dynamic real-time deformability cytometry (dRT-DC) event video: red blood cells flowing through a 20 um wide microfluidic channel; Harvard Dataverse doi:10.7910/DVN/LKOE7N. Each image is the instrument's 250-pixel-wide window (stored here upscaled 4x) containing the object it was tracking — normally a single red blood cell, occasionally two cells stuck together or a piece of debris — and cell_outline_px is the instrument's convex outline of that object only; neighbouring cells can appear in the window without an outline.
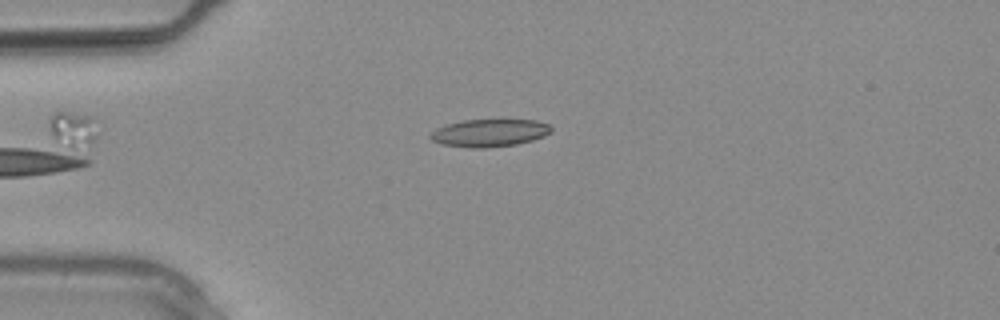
{"species": "common noctule bat (a hibernating species)", "species_latin": "Nyctalus noctula", "temperature_condition": "warm", "stored_images_in_passage": 6, "camera_frame_rate_fps": 3000, "um_per_image_px": 0.085, "animal": {"sex": "male", "body_mass_g": 20.4}, "frame": {"image": 1, "passage_image": 1, "time_ms": 0.0, "image_size_px": [1000, 320], "cell_outline_px": [[552, 132], [544, 136], [532, 140], [516, 144], [488, 148], [472, 148], [444, 144], [432, 140], [428, 136], [436, 128], [448, 124], [464, 120], [500, 116], [536, 120], [548, 124], [552, 128]], "centroid_in_image_um": [41.67, 11.23], "position_along_channel_um": 43.3, "area_um2": 20.35}}
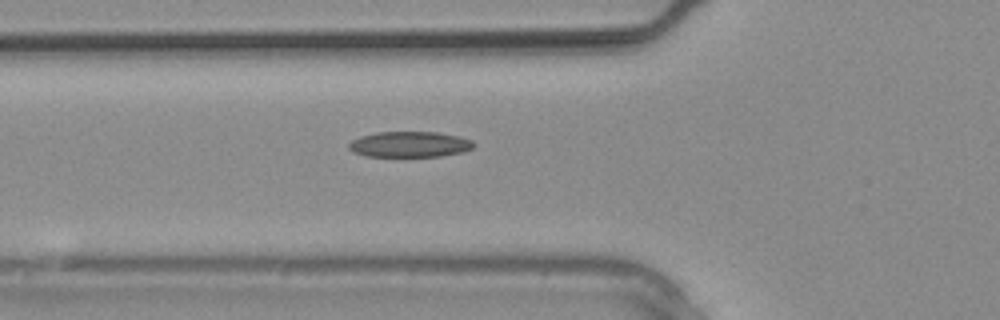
{"frame": {"image": 2, "passage_image": 4, "time_ms": 1.0, "image_size_px": [1000, 320], "cell_outline_px": [[476, 144], [472, 148], [460, 152], [440, 156], [364, 156], [352, 152], [348, 148], [348, 144], [352, 140], [360, 136], [376, 132], [436, 132], [456, 136], [472, 140]], "centroid_in_image_um": [34.77, 12.27], "position_along_channel_um": 91.0, "area_um2": 18.61}}